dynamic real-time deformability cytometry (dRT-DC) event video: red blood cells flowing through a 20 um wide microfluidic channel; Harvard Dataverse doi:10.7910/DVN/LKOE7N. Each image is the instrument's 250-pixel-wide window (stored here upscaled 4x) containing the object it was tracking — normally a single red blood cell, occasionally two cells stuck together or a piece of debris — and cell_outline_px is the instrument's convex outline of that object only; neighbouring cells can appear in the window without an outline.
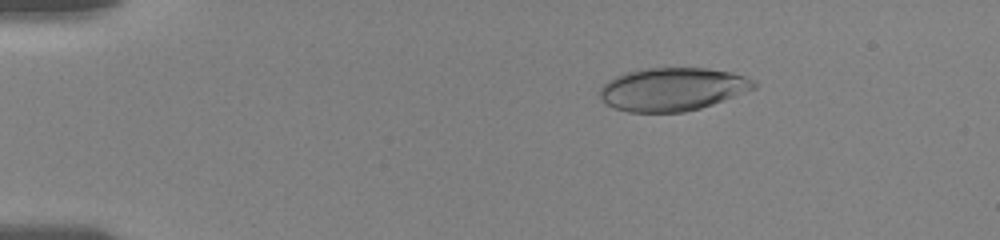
{"species": "human", "species_latin": "Homo sapiens", "temperature_condition": "room temperature", "stored_images_in_passage": 56, "camera_frame_rate_fps": 3000, "um_per_image_px": 0.085, "donor": {"sex": "female"}, "frame": {"image": 1, "passage_image": 11, "time_ms": 2.667, "image_size_px": [1000, 240], "cell_outline_px": [[760, 84], [756, 88], [724, 100], [700, 108], [684, 112], [628, 112], [616, 108], [608, 104], [600, 96], [600, 88], [608, 80], [624, 72], [640, 68], [704, 68], [732, 72], [756, 80]], "centroid_in_image_um": [57.19, 7.57], "position_along_channel_um": 27.8, "area_um2": 38.84}}
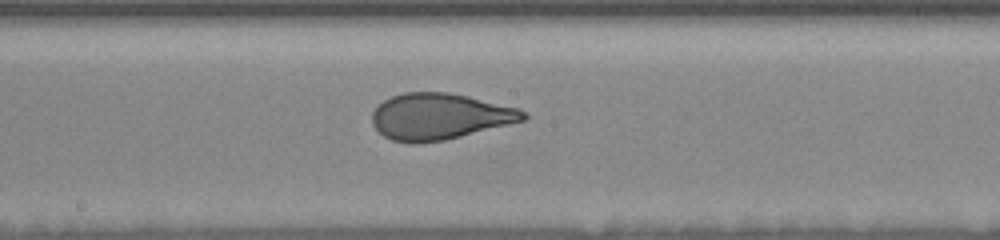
{"frame": {"image": 2, "passage_image": 31, "time_ms": 9.667, "image_size_px": [1000, 240], "cell_outline_px": [[528, 116], [524, 120], [444, 140], [420, 144], [412, 144], [392, 140], [384, 136], [372, 124], [372, 112], [384, 100], [392, 96], [404, 92], [448, 92], [468, 96], [520, 108]], "centroid_in_image_um": [37.34, 9.9], "position_along_channel_um": 210.9, "area_um2": 40.63}}
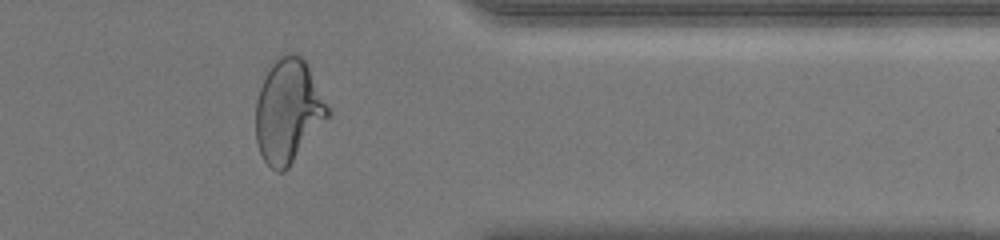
{"frame": {"image": 3, "passage_image": 47, "time_ms": 14.667, "image_size_px": [1000, 240], "cell_outline_px": [[332, 112], [288, 168], [284, 172], [276, 172], [264, 160], [260, 152], [256, 140], [256, 100], [260, 88], [276, 56], [284, 52], [292, 52], [300, 56], [308, 64], [332, 108]], "centroid_in_image_um": [24.53, 9.4], "position_along_channel_um": 386.9, "area_um2": 43.81}, "authors_computed_cell_mechanics": {"area_um2": 40.7779, "velocity_mm_per_s": 3.6953, "shape_relaxation_time_tau1_ms": 4.9375, "shape_relaxation_time_tau2_ms": null, "deformation_change_tau1": 0.1985, "deformation_change_tau2": null}}